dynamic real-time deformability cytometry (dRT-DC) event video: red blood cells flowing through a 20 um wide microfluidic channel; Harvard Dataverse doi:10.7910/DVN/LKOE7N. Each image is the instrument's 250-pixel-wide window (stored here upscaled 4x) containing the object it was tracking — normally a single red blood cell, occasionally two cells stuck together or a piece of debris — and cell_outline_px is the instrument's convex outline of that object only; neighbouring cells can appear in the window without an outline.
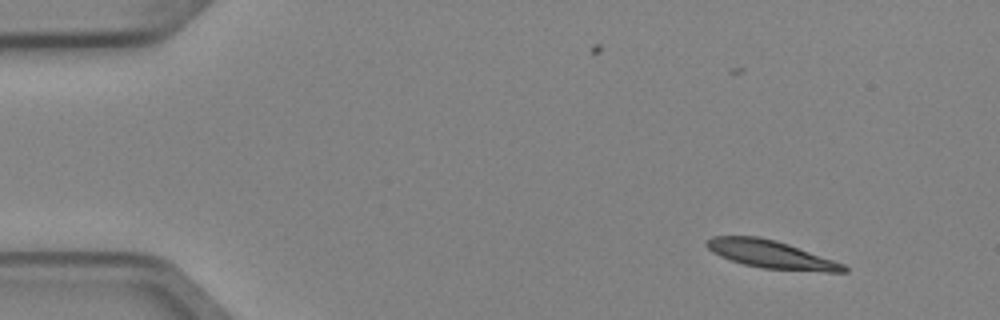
{"species": "Egyptian fruit bat (a non-hibernating species)", "species_latin": "Rousettus aegyptiacus", "temperature_condition": "cold", "stored_images_in_passage": 4, "camera_frame_rate_fps": 3000, "um_per_image_px": 0.085, "animal": {"sex": "female"}, "frame": {"image": 1, "passage_image": 1, "time_ms": 0.0, "image_size_px": [1000, 320], "cell_outline_px": [[848, 272], [824, 272], [764, 268], [744, 264], [720, 256], [712, 252], [704, 244], [704, 240], [712, 236], [756, 236], [776, 240], [788, 244], [844, 264], [848, 268]], "centroid_in_image_um": [65.5, 21.62], "position_along_channel_um": 19.5, "area_um2": 22.14}}
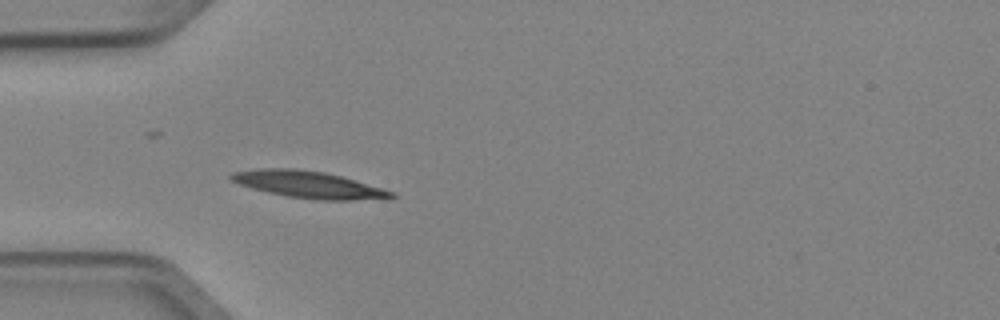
{"frame": {"image": 2, "passage_image": 4, "time_ms": 1.0, "image_size_px": [1000, 320], "cell_outline_px": [[396, 196], [352, 200], [316, 200], [288, 196], [268, 192], [252, 188], [240, 184], [232, 180], [228, 176], [232, 172], [260, 168], [296, 168], [324, 172], [340, 176], [396, 192]], "centroid_in_image_um": [26.17, 15.67], "position_along_channel_um": 58.8, "area_um2": 24.74}}